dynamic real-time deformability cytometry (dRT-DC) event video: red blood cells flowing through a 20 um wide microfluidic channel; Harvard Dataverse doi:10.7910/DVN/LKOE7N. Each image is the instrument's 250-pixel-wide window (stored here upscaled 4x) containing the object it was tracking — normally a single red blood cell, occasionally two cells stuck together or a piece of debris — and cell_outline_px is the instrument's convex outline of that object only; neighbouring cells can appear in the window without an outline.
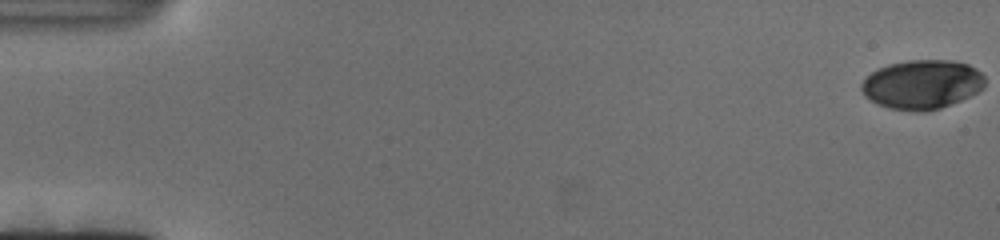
{"species": "human", "species_latin": "Homo sapiens", "temperature_condition": "cold", "stored_images_in_passage": 133, "camera_frame_rate_fps": 3000, "um_per_image_px": 0.085, "donor": {"sex": "female"}, "frame": {"image": 1, "passage_image": 1, "time_ms": 0.0, "image_size_px": [1000, 240], "cell_outline_px": [[984, 88], [960, 100], [940, 108], [924, 112], [916, 112], [888, 108], [864, 96], [860, 88], [860, 84], [872, 72], [888, 64], [908, 60], [952, 60], [968, 64], [976, 68], [984, 76]], "centroid_in_image_um": [78.37, 7.17], "position_along_channel_um": 6.6, "area_um2": 35.32}}
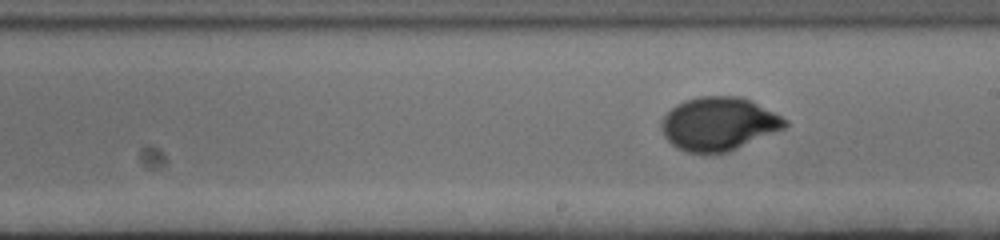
{"frame": {"image": 2, "passage_image": 76, "time_ms": 25.0, "image_size_px": [1000, 240], "cell_outline_px": [[788, 124], [784, 128], [728, 152], [688, 152], [676, 148], [664, 136], [660, 128], [660, 124], [664, 116], [676, 104], [684, 100], [700, 96], [740, 96], [752, 100], [788, 120]], "centroid_in_image_um": [61.07, 10.51], "position_along_channel_um": 227.9, "area_um2": 38.26}}
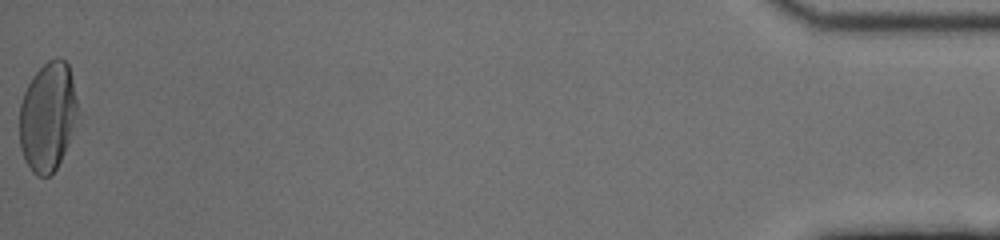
{"frame": {"image": 3, "passage_image": 133, "time_ms": 44.0, "image_size_px": [1000, 240], "cell_outline_px": [[80, 112], [68, 144], [56, 168], [48, 176], [36, 176], [32, 172], [24, 160], [20, 148], [20, 104], [24, 92], [32, 76], [48, 60], [56, 56], [60, 56], [68, 64]], "centroid_in_image_um": [4.06, 9.9], "position_along_channel_um": 431.1, "area_um2": 37.28}}